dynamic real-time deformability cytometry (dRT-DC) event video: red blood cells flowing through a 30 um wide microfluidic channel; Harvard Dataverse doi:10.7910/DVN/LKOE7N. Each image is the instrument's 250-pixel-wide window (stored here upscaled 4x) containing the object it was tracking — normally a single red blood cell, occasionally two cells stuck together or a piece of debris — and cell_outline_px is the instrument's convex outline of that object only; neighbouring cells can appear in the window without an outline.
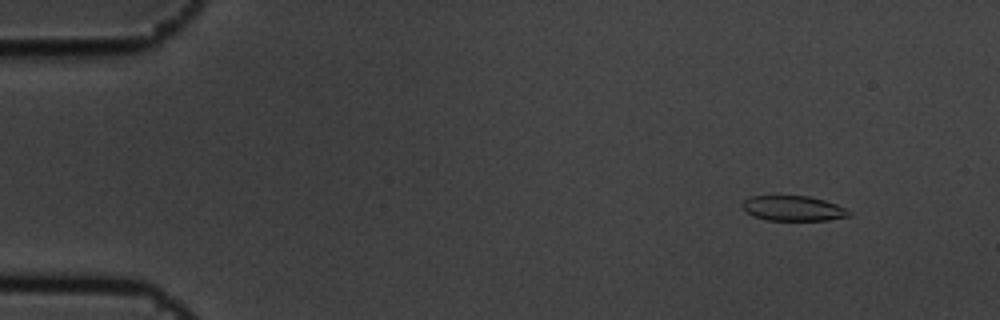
{"species": "common noctule bat (a hibernating species)", "species_latin": "Nyctalus noctula", "temperature_condition": "cold", "stored_images_in_passage": 4, "camera_frame_rate_fps": 3000, "um_per_image_px": 0.085, "animal": {"sex": "male", "body_mass_g": 19.5, "forearm_length_mm": 54.6}, "frame": {"image": 1, "passage_image": 1, "time_ms": 0.0, "image_size_px": [1000, 320], "cell_outline_px": [[852, 216], [828, 220], [764, 220], [748, 212], [740, 204], [744, 200], [752, 196], [808, 196], [824, 200], [836, 204], [852, 212]], "centroid_in_image_um": [67.46, 17.71], "position_along_channel_um": 17.5, "area_um2": 15.49}}
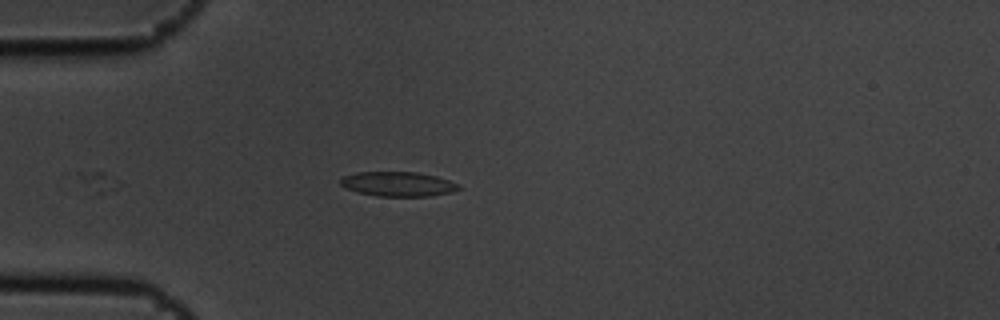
{"frame": {"image": 2, "passage_image": 4, "time_ms": 1.0, "image_size_px": [1000, 320], "cell_outline_px": [[460, 188], [452, 192], [428, 196], [376, 196], [356, 192], [344, 188], [340, 184], [340, 180], [344, 176], [356, 172], [416, 172], [436, 176], [460, 184]], "centroid_in_image_um": [33.8, 15.64], "position_along_channel_um": 51.2, "area_um2": 16.99}}